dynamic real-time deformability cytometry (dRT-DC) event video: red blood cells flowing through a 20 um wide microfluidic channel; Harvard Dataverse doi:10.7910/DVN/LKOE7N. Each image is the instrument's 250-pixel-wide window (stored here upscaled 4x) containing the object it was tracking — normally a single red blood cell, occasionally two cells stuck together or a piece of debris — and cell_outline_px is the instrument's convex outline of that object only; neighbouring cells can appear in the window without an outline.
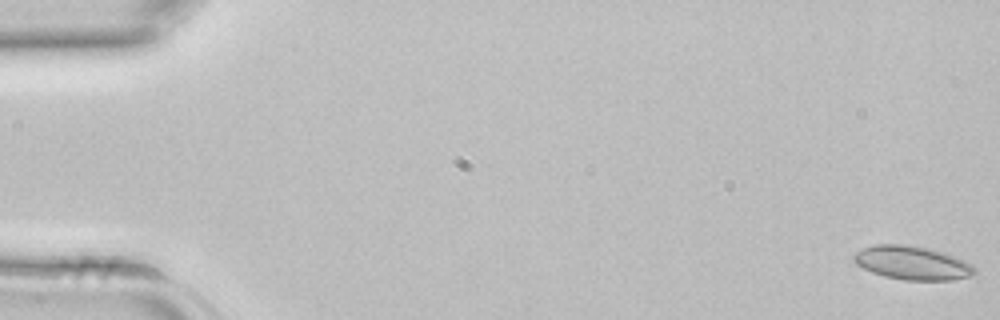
{"species": "common noctule bat (a hibernating species)", "species_latin": "Nyctalus noctula", "temperature_condition": "room temperature", "stored_images_in_passage": 43, "camera_frame_rate_fps": 3000, "um_per_image_px": 0.085, "animal": {"sex": "female", "body_mass_g": 22.7, "forearm_length_mm": 54.2}, "frame": {"image": 1, "passage_image": 1, "time_ms": 0.0, "image_size_px": [1000, 320], "cell_outline_px": [[976, 272], [972, 276], [952, 280], [904, 280], [884, 276], [872, 272], [856, 264], [852, 260], [852, 256], [856, 252], [872, 244], [904, 244], [928, 248], [944, 252], [964, 260], [972, 264], [976, 268]], "centroid_in_image_um": [77.55, 22.34], "position_along_channel_um": 7.5, "area_um2": 23.87}}
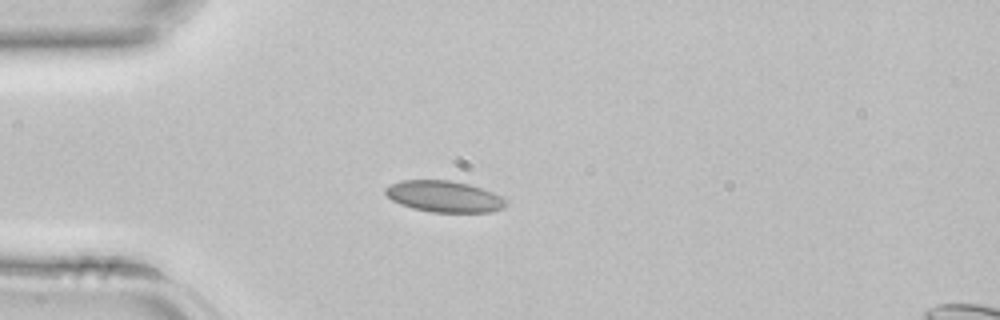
{"frame": {"image": 2, "passage_image": 12, "time_ms": 3.667, "image_size_px": [1000, 320], "cell_outline_px": [[508, 204], [504, 208], [492, 212], [432, 212], [412, 208], [400, 204], [392, 200], [384, 192], [384, 188], [388, 184], [400, 180], [448, 180], [468, 184], [492, 192], [500, 196]], "centroid_in_image_um": [37.72, 16.7], "position_along_channel_um": 47.3, "area_um2": 22.02}}
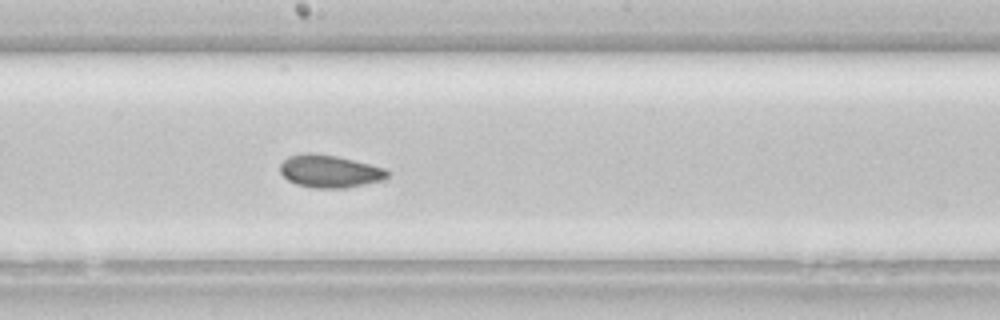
{"frame": {"image": 3, "passage_image": 24, "time_ms": 7.667, "image_size_px": [1000, 320], "cell_outline_px": [[388, 176], [384, 180], [344, 188], [316, 188], [296, 184], [288, 180], [280, 172], [280, 164], [288, 156], [300, 152], [312, 152], [336, 156], [384, 168], [388, 172]], "centroid_in_image_um": [27.97, 14.55], "position_along_channel_um": 220.2, "area_um2": 20.35}}